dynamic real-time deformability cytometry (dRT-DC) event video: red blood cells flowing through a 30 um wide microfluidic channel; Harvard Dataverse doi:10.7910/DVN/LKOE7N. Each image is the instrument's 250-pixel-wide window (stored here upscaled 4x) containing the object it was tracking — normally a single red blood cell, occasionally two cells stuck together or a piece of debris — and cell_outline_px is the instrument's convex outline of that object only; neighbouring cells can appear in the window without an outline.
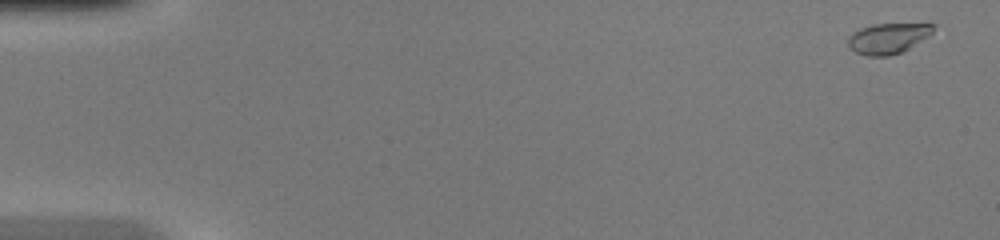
{"species": "common noctule bat (a hibernating species)", "species_latin": "Nyctalus noctula", "temperature_condition": "warm", "stored_images_in_passage": 46, "camera_frame_rate_fps": 3000, "um_per_image_px": 0.085, "animal": {"sex": "female", "body_mass_g": 20.0, "forearm_length_mm": 54.0}, "frame": {"image": 1, "passage_image": 1, "time_ms": 0.0, "image_size_px": [1000, 240], "cell_outline_px": [[936, 24], [932, 32], [928, 36], [908, 48], [900, 52], [888, 56], [868, 56], [856, 52], [848, 44], [848, 36], [852, 32], [860, 28], [872, 24], [928, 20]], "centroid_in_image_um": [75.57, 3.17], "position_along_channel_um": 9.4, "area_um2": 15.84}}
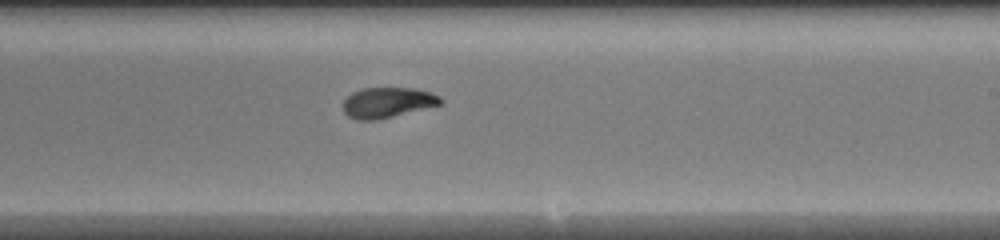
{"frame": {"image": 2, "passage_image": 28, "time_ms": 9.0, "image_size_px": [1000, 240], "cell_outline_px": [[444, 100], [440, 104], [376, 120], [360, 120], [348, 116], [344, 112], [340, 104], [352, 92], [364, 88], [412, 88], [432, 92], [440, 96]], "centroid_in_image_um": [32.9, 8.7], "position_along_channel_um": 256.1, "area_um2": 17.17}}
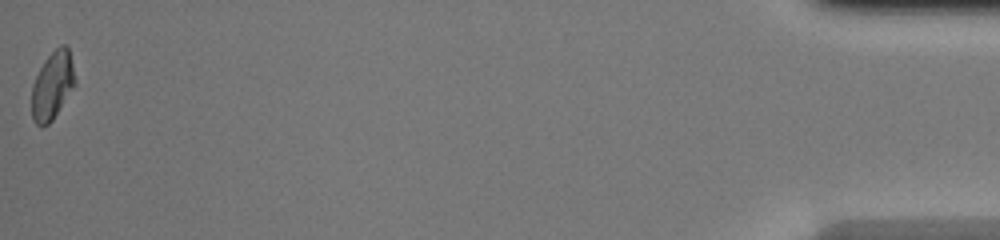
{"frame": {"image": 3, "passage_image": 46, "time_ms": 15.0, "image_size_px": [1000, 240], "cell_outline_px": [[76, 84], [52, 120], [48, 124], [40, 128], [32, 120], [32, 84], [44, 60], [60, 44], [64, 44], [68, 48], [76, 80]], "centroid_in_image_um": [4.45, 7.28], "position_along_channel_um": 430.8, "area_um2": 17.11}}